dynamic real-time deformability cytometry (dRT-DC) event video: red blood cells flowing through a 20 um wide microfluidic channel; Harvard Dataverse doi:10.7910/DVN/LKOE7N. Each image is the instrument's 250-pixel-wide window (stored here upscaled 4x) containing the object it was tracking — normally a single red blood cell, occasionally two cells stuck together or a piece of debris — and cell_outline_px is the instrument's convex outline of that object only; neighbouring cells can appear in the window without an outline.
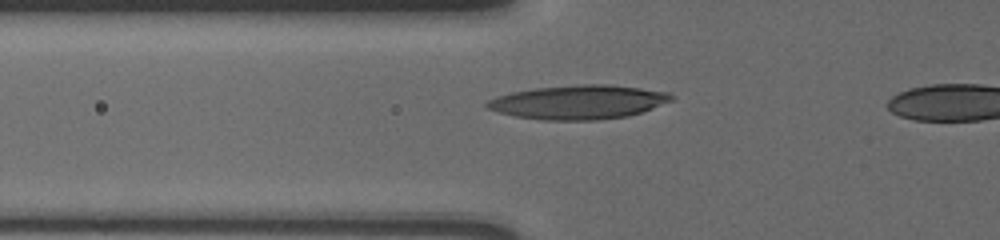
{"species": "human", "species_latin": "Homo sapiens", "temperature_condition": "cold", "stored_images_in_passage": 38, "camera_frame_rate_fps": 3000, "um_per_image_px": 0.085, "donor": {"sex": "male"}, "frame": {"image": 1, "passage_image": 7, "time_ms": 2.0, "image_size_px": [1000, 240], "cell_outline_px": [[676, 96], [672, 100], [652, 108], [628, 116], [600, 120], [544, 120], [516, 116], [500, 112], [488, 108], [484, 104], [488, 100], [496, 96], [512, 92], [536, 88], [580, 84], [608, 84], [640, 88], [668, 92]], "centroid_in_image_um": [49.19, 8.68], "position_along_channel_um": 76.6, "area_um2": 36.41}}
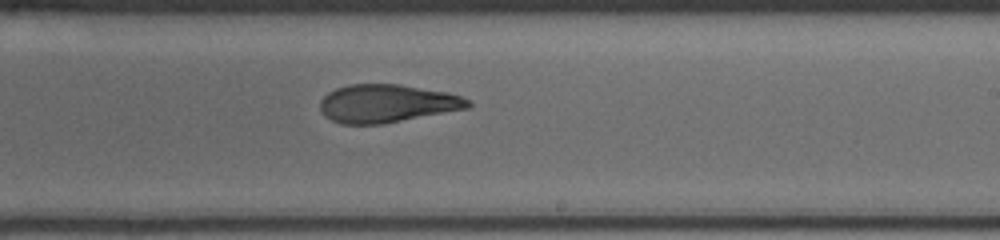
{"frame": {"image": 2, "passage_image": 22, "time_ms": 7.0, "image_size_px": [1000, 240], "cell_outline_px": [[472, 104], [468, 108], [384, 124], [340, 124], [324, 116], [320, 108], [320, 100], [328, 92], [336, 88], [348, 84], [400, 84], [448, 92], [460, 96], [468, 100]], "centroid_in_image_um": [32.87, 8.79], "position_along_channel_um": 256.1, "area_um2": 32.95}}
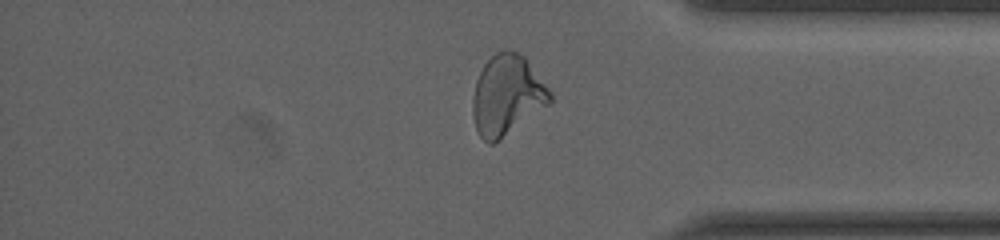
{"frame": {"image": 3, "passage_image": 34, "time_ms": 11.0, "image_size_px": [1000, 240], "cell_outline_px": [[552, 100], [548, 104], [492, 144], [488, 144], [480, 136], [476, 128], [472, 112], [472, 100], [476, 80], [484, 64], [496, 52], [504, 48], [508, 48], [524, 56], [552, 92]], "centroid_in_image_um": [43.08, 8.05], "position_along_channel_um": 392.1, "area_um2": 35.6}}